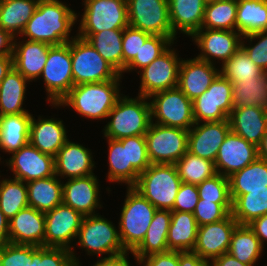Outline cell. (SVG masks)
I'll return each instance as SVG.
<instances>
[{"label":"cell","mask_w":267,"mask_h":266,"mask_svg":"<svg viewBox=\"0 0 267 266\" xmlns=\"http://www.w3.org/2000/svg\"><path fill=\"white\" fill-rule=\"evenodd\" d=\"M30 113L0 116V149L13 153L29 143Z\"/></svg>","instance_id":"obj_32"},{"label":"cell","mask_w":267,"mask_h":266,"mask_svg":"<svg viewBox=\"0 0 267 266\" xmlns=\"http://www.w3.org/2000/svg\"><path fill=\"white\" fill-rule=\"evenodd\" d=\"M6 161L15 179L25 183L55 175V157L42 153L31 143H27Z\"/></svg>","instance_id":"obj_16"},{"label":"cell","mask_w":267,"mask_h":266,"mask_svg":"<svg viewBox=\"0 0 267 266\" xmlns=\"http://www.w3.org/2000/svg\"><path fill=\"white\" fill-rule=\"evenodd\" d=\"M78 33L125 29L129 25L126 0H84Z\"/></svg>","instance_id":"obj_12"},{"label":"cell","mask_w":267,"mask_h":266,"mask_svg":"<svg viewBox=\"0 0 267 266\" xmlns=\"http://www.w3.org/2000/svg\"><path fill=\"white\" fill-rule=\"evenodd\" d=\"M90 151L68 140L55 156V175L71 179L94 174L95 165Z\"/></svg>","instance_id":"obj_25"},{"label":"cell","mask_w":267,"mask_h":266,"mask_svg":"<svg viewBox=\"0 0 267 266\" xmlns=\"http://www.w3.org/2000/svg\"><path fill=\"white\" fill-rule=\"evenodd\" d=\"M151 121L155 124L190 130L195 124L192 101L178 88L151 95ZM154 118V119H153Z\"/></svg>","instance_id":"obj_7"},{"label":"cell","mask_w":267,"mask_h":266,"mask_svg":"<svg viewBox=\"0 0 267 266\" xmlns=\"http://www.w3.org/2000/svg\"><path fill=\"white\" fill-rule=\"evenodd\" d=\"M14 39L9 32L0 28V56L13 54Z\"/></svg>","instance_id":"obj_58"},{"label":"cell","mask_w":267,"mask_h":266,"mask_svg":"<svg viewBox=\"0 0 267 266\" xmlns=\"http://www.w3.org/2000/svg\"><path fill=\"white\" fill-rule=\"evenodd\" d=\"M206 3L204 0H168L169 19L176 35L177 30L192 36L202 27Z\"/></svg>","instance_id":"obj_28"},{"label":"cell","mask_w":267,"mask_h":266,"mask_svg":"<svg viewBox=\"0 0 267 266\" xmlns=\"http://www.w3.org/2000/svg\"><path fill=\"white\" fill-rule=\"evenodd\" d=\"M179 266H211V263L200 258L193 251H179Z\"/></svg>","instance_id":"obj_56"},{"label":"cell","mask_w":267,"mask_h":266,"mask_svg":"<svg viewBox=\"0 0 267 266\" xmlns=\"http://www.w3.org/2000/svg\"><path fill=\"white\" fill-rule=\"evenodd\" d=\"M39 0H0V28L14 38L21 35ZM18 33V34H16ZM17 35V36H16Z\"/></svg>","instance_id":"obj_36"},{"label":"cell","mask_w":267,"mask_h":266,"mask_svg":"<svg viewBox=\"0 0 267 266\" xmlns=\"http://www.w3.org/2000/svg\"><path fill=\"white\" fill-rule=\"evenodd\" d=\"M77 238L78 246L84 248L88 255L96 254L99 257L108 254V257H111L128 254L121 243L119 231L111 221L98 213L83 217Z\"/></svg>","instance_id":"obj_8"},{"label":"cell","mask_w":267,"mask_h":266,"mask_svg":"<svg viewBox=\"0 0 267 266\" xmlns=\"http://www.w3.org/2000/svg\"><path fill=\"white\" fill-rule=\"evenodd\" d=\"M15 40L17 39H14L13 45V67L29 82L39 79L52 45L29 40L19 44Z\"/></svg>","instance_id":"obj_26"},{"label":"cell","mask_w":267,"mask_h":266,"mask_svg":"<svg viewBox=\"0 0 267 266\" xmlns=\"http://www.w3.org/2000/svg\"><path fill=\"white\" fill-rule=\"evenodd\" d=\"M107 139L109 144L108 180L126 183L128 187L134 186L140 173L129 162L128 137L119 140Z\"/></svg>","instance_id":"obj_30"},{"label":"cell","mask_w":267,"mask_h":266,"mask_svg":"<svg viewBox=\"0 0 267 266\" xmlns=\"http://www.w3.org/2000/svg\"><path fill=\"white\" fill-rule=\"evenodd\" d=\"M44 214V247H63L71 250L70 243L77 238L84 216L63 203Z\"/></svg>","instance_id":"obj_15"},{"label":"cell","mask_w":267,"mask_h":266,"mask_svg":"<svg viewBox=\"0 0 267 266\" xmlns=\"http://www.w3.org/2000/svg\"><path fill=\"white\" fill-rule=\"evenodd\" d=\"M119 81L120 79H113L75 85L58 104L53 106H71L81 116L93 118V120L107 118L121 97Z\"/></svg>","instance_id":"obj_2"},{"label":"cell","mask_w":267,"mask_h":266,"mask_svg":"<svg viewBox=\"0 0 267 266\" xmlns=\"http://www.w3.org/2000/svg\"><path fill=\"white\" fill-rule=\"evenodd\" d=\"M45 214L26 207L9 220V240L13 244L44 247Z\"/></svg>","instance_id":"obj_22"},{"label":"cell","mask_w":267,"mask_h":266,"mask_svg":"<svg viewBox=\"0 0 267 266\" xmlns=\"http://www.w3.org/2000/svg\"><path fill=\"white\" fill-rule=\"evenodd\" d=\"M257 149H258V157L267 162V131L262 137V140L260 144L257 146Z\"/></svg>","instance_id":"obj_63"},{"label":"cell","mask_w":267,"mask_h":266,"mask_svg":"<svg viewBox=\"0 0 267 266\" xmlns=\"http://www.w3.org/2000/svg\"><path fill=\"white\" fill-rule=\"evenodd\" d=\"M199 200L197 185L182 182L174 201L172 211L192 213L195 211Z\"/></svg>","instance_id":"obj_54"},{"label":"cell","mask_w":267,"mask_h":266,"mask_svg":"<svg viewBox=\"0 0 267 266\" xmlns=\"http://www.w3.org/2000/svg\"><path fill=\"white\" fill-rule=\"evenodd\" d=\"M62 120L43 119L38 121L32 116L29 127V143L40 152L55 157L58 151L69 140L66 135L65 125Z\"/></svg>","instance_id":"obj_27"},{"label":"cell","mask_w":267,"mask_h":266,"mask_svg":"<svg viewBox=\"0 0 267 266\" xmlns=\"http://www.w3.org/2000/svg\"><path fill=\"white\" fill-rule=\"evenodd\" d=\"M248 226L253 230L255 235L259 238L262 245L267 241V214L254 219Z\"/></svg>","instance_id":"obj_57"},{"label":"cell","mask_w":267,"mask_h":266,"mask_svg":"<svg viewBox=\"0 0 267 266\" xmlns=\"http://www.w3.org/2000/svg\"><path fill=\"white\" fill-rule=\"evenodd\" d=\"M230 195L246 194V190L267 189V162L257 158L228 177Z\"/></svg>","instance_id":"obj_40"},{"label":"cell","mask_w":267,"mask_h":266,"mask_svg":"<svg viewBox=\"0 0 267 266\" xmlns=\"http://www.w3.org/2000/svg\"><path fill=\"white\" fill-rule=\"evenodd\" d=\"M156 210L133 186L127 188L118 227L121 243L128 253L143 241Z\"/></svg>","instance_id":"obj_4"},{"label":"cell","mask_w":267,"mask_h":266,"mask_svg":"<svg viewBox=\"0 0 267 266\" xmlns=\"http://www.w3.org/2000/svg\"><path fill=\"white\" fill-rule=\"evenodd\" d=\"M221 66L219 73L226 77L231 83L264 75V71L248 57L247 53L242 48Z\"/></svg>","instance_id":"obj_45"},{"label":"cell","mask_w":267,"mask_h":266,"mask_svg":"<svg viewBox=\"0 0 267 266\" xmlns=\"http://www.w3.org/2000/svg\"><path fill=\"white\" fill-rule=\"evenodd\" d=\"M236 30L242 36L267 30V0H237Z\"/></svg>","instance_id":"obj_38"},{"label":"cell","mask_w":267,"mask_h":266,"mask_svg":"<svg viewBox=\"0 0 267 266\" xmlns=\"http://www.w3.org/2000/svg\"><path fill=\"white\" fill-rule=\"evenodd\" d=\"M171 44L173 42L168 37L150 35L141 46L139 54H136L135 58L126 66L124 72L137 70V68L143 69L170 48Z\"/></svg>","instance_id":"obj_46"},{"label":"cell","mask_w":267,"mask_h":266,"mask_svg":"<svg viewBox=\"0 0 267 266\" xmlns=\"http://www.w3.org/2000/svg\"><path fill=\"white\" fill-rule=\"evenodd\" d=\"M128 154L129 162L139 173L144 172L151 165L144 135L128 137Z\"/></svg>","instance_id":"obj_53"},{"label":"cell","mask_w":267,"mask_h":266,"mask_svg":"<svg viewBox=\"0 0 267 266\" xmlns=\"http://www.w3.org/2000/svg\"><path fill=\"white\" fill-rule=\"evenodd\" d=\"M178 175L182 182L199 185L205 179L217 174L215 162L186 152L176 163Z\"/></svg>","instance_id":"obj_43"},{"label":"cell","mask_w":267,"mask_h":266,"mask_svg":"<svg viewBox=\"0 0 267 266\" xmlns=\"http://www.w3.org/2000/svg\"><path fill=\"white\" fill-rule=\"evenodd\" d=\"M197 188L199 191V199L213 201L220 205H232L229 180L219 173L205 179L202 183L197 185Z\"/></svg>","instance_id":"obj_47"},{"label":"cell","mask_w":267,"mask_h":266,"mask_svg":"<svg viewBox=\"0 0 267 266\" xmlns=\"http://www.w3.org/2000/svg\"><path fill=\"white\" fill-rule=\"evenodd\" d=\"M257 158V146L247 142L243 137L230 130L219 147L215 159V168L217 173L228 178L251 164Z\"/></svg>","instance_id":"obj_19"},{"label":"cell","mask_w":267,"mask_h":266,"mask_svg":"<svg viewBox=\"0 0 267 266\" xmlns=\"http://www.w3.org/2000/svg\"><path fill=\"white\" fill-rule=\"evenodd\" d=\"M147 99L140 95L135 99L121 96L107 116L111 121L104 128V136L119 140L145 135L152 122L150 102L145 101Z\"/></svg>","instance_id":"obj_3"},{"label":"cell","mask_w":267,"mask_h":266,"mask_svg":"<svg viewBox=\"0 0 267 266\" xmlns=\"http://www.w3.org/2000/svg\"><path fill=\"white\" fill-rule=\"evenodd\" d=\"M93 266H130L127 254H119L111 257H103Z\"/></svg>","instance_id":"obj_59"},{"label":"cell","mask_w":267,"mask_h":266,"mask_svg":"<svg viewBox=\"0 0 267 266\" xmlns=\"http://www.w3.org/2000/svg\"><path fill=\"white\" fill-rule=\"evenodd\" d=\"M0 266H36V246L8 243L0 249Z\"/></svg>","instance_id":"obj_48"},{"label":"cell","mask_w":267,"mask_h":266,"mask_svg":"<svg viewBox=\"0 0 267 266\" xmlns=\"http://www.w3.org/2000/svg\"><path fill=\"white\" fill-rule=\"evenodd\" d=\"M230 131L229 120L196 123L188 131V152L215 162L219 147Z\"/></svg>","instance_id":"obj_20"},{"label":"cell","mask_w":267,"mask_h":266,"mask_svg":"<svg viewBox=\"0 0 267 266\" xmlns=\"http://www.w3.org/2000/svg\"><path fill=\"white\" fill-rule=\"evenodd\" d=\"M40 77L44 79L48 93L47 100L51 104H58L74 86L70 42L52 45L49 48L47 61Z\"/></svg>","instance_id":"obj_10"},{"label":"cell","mask_w":267,"mask_h":266,"mask_svg":"<svg viewBox=\"0 0 267 266\" xmlns=\"http://www.w3.org/2000/svg\"><path fill=\"white\" fill-rule=\"evenodd\" d=\"M126 3L129 26L168 37L174 43L176 35L170 24L168 0H126Z\"/></svg>","instance_id":"obj_11"},{"label":"cell","mask_w":267,"mask_h":266,"mask_svg":"<svg viewBox=\"0 0 267 266\" xmlns=\"http://www.w3.org/2000/svg\"><path fill=\"white\" fill-rule=\"evenodd\" d=\"M98 186V179L94 174L68 178V181L62 184V203L83 216L95 215V209L101 207Z\"/></svg>","instance_id":"obj_21"},{"label":"cell","mask_w":267,"mask_h":266,"mask_svg":"<svg viewBox=\"0 0 267 266\" xmlns=\"http://www.w3.org/2000/svg\"><path fill=\"white\" fill-rule=\"evenodd\" d=\"M263 248L259 238L248 225L238 224L232 233L228 253L241 263L254 266Z\"/></svg>","instance_id":"obj_39"},{"label":"cell","mask_w":267,"mask_h":266,"mask_svg":"<svg viewBox=\"0 0 267 266\" xmlns=\"http://www.w3.org/2000/svg\"><path fill=\"white\" fill-rule=\"evenodd\" d=\"M171 210L157 209L143 241L131 252L138 262L141 258L168 250L167 237Z\"/></svg>","instance_id":"obj_29"},{"label":"cell","mask_w":267,"mask_h":266,"mask_svg":"<svg viewBox=\"0 0 267 266\" xmlns=\"http://www.w3.org/2000/svg\"><path fill=\"white\" fill-rule=\"evenodd\" d=\"M73 248L36 246V266H80Z\"/></svg>","instance_id":"obj_49"},{"label":"cell","mask_w":267,"mask_h":266,"mask_svg":"<svg viewBox=\"0 0 267 266\" xmlns=\"http://www.w3.org/2000/svg\"><path fill=\"white\" fill-rule=\"evenodd\" d=\"M242 38L249 39L250 43L256 38L259 40L256 44H250V46H246L244 41H241V48L257 66L265 71L267 68V30L248 34L242 36Z\"/></svg>","instance_id":"obj_52"},{"label":"cell","mask_w":267,"mask_h":266,"mask_svg":"<svg viewBox=\"0 0 267 266\" xmlns=\"http://www.w3.org/2000/svg\"><path fill=\"white\" fill-rule=\"evenodd\" d=\"M177 55L174 49L168 48L151 64L138 71L141 75L138 95L149 98L157 92L178 87L181 60Z\"/></svg>","instance_id":"obj_14"},{"label":"cell","mask_w":267,"mask_h":266,"mask_svg":"<svg viewBox=\"0 0 267 266\" xmlns=\"http://www.w3.org/2000/svg\"><path fill=\"white\" fill-rule=\"evenodd\" d=\"M211 266H253L241 263L229 253H224L211 262Z\"/></svg>","instance_id":"obj_60"},{"label":"cell","mask_w":267,"mask_h":266,"mask_svg":"<svg viewBox=\"0 0 267 266\" xmlns=\"http://www.w3.org/2000/svg\"><path fill=\"white\" fill-rule=\"evenodd\" d=\"M151 34L140 29L127 26L123 29L122 53H123V73L126 66L139 54L141 46Z\"/></svg>","instance_id":"obj_51"},{"label":"cell","mask_w":267,"mask_h":266,"mask_svg":"<svg viewBox=\"0 0 267 266\" xmlns=\"http://www.w3.org/2000/svg\"><path fill=\"white\" fill-rule=\"evenodd\" d=\"M181 184L175 164H151L133 187L156 209L172 211Z\"/></svg>","instance_id":"obj_5"},{"label":"cell","mask_w":267,"mask_h":266,"mask_svg":"<svg viewBox=\"0 0 267 266\" xmlns=\"http://www.w3.org/2000/svg\"><path fill=\"white\" fill-rule=\"evenodd\" d=\"M77 18V13L59 0H39L21 36L29 41L62 45L74 39L69 37Z\"/></svg>","instance_id":"obj_1"},{"label":"cell","mask_w":267,"mask_h":266,"mask_svg":"<svg viewBox=\"0 0 267 266\" xmlns=\"http://www.w3.org/2000/svg\"><path fill=\"white\" fill-rule=\"evenodd\" d=\"M228 119L232 132L256 146L267 131V109L261 107H233Z\"/></svg>","instance_id":"obj_24"},{"label":"cell","mask_w":267,"mask_h":266,"mask_svg":"<svg viewBox=\"0 0 267 266\" xmlns=\"http://www.w3.org/2000/svg\"><path fill=\"white\" fill-rule=\"evenodd\" d=\"M137 263L143 266H179V251L155 253L141 258Z\"/></svg>","instance_id":"obj_55"},{"label":"cell","mask_w":267,"mask_h":266,"mask_svg":"<svg viewBox=\"0 0 267 266\" xmlns=\"http://www.w3.org/2000/svg\"><path fill=\"white\" fill-rule=\"evenodd\" d=\"M77 36L86 39L97 50V52L122 75L123 29H108L102 30L98 33H77Z\"/></svg>","instance_id":"obj_34"},{"label":"cell","mask_w":267,"mask_h":266,"mask_svg":"<svg viewBox=\"0 0 267 266\" xmlns=\"http://www.w3.org/2000/svg\"><path fill=\"white\" fill-rule=\"evenodd\" d=\"M201 54L196 58L211 64L216 58L222 64L233 56L240 48L242 34L232 30L204 29L196 31L192 36Z\"/></svg>","instance_id":"obj_17"},{"label":"cell","mask_w":267,"mask_h":266,"mask_svg":"<svg viewBox=\"0 0 267 266\" xmlns=\"http://www.w3.org/2000/svg\"><path fill=\"white\" fill-rule=\"evenodd\" d=\"M10 243L9 240V220L0 210V249Z\"/></svg>","instance_id":"obj_61"},{"label":"cell","mask_w":267,"mask_h":266,"mask_svg":"<svg viewBox=\"0 0 267 266\" xmlns=\"http://www.w3.org/2000/svg\"><path fill=\"white\" fill-rule=\"evenodd\" d=\"M62 184L57 175L28 183V205L46 213L62 204Z\"/></svg>","instance_id":"obj_33"},{"label":"cell","mask_w":267,"mask_h":266,"mask_svg":"<svg viewBox=\"0 0 267 266\" xmlns=\"http://www.w3.org/2000/svg\"><path fill=\"white\" fill-rule=\"evenodd\" d=\"M232 211V205H220L213 201L199 199L193 215L197 225L202 226L227 218Z\"/></svg>","instance_id":"obj_50"},{"label":"cell","mask_w":267,"mask_h":266,"mask_svg":"<svg viewBox=\"0 0 267 266\" xmlns=\"http://www.w3.org/2000/svg\"><path fill=\"white\" fill-rule=\"evenodd\" d=\"M231 90L232 83L219 73L208 89L192 101L194 121L201 123L229 120L233 109Z\"/></svg>","instance_id":"obj_13"},{"label":"cell","mask_w":267,"mask_h":266,"mask_svg":"<svg viewBox=\"0 0 267 266\" xmlns=\"http://www.w3.org/2000/svg\"><path fill=\"white\" fill-rule=\"evenodd\" d=\"M70 50L74 86L121 79L122 75L86 39L74 36Z\"/></svg>","instance_id":"obj_6"},{"label":"cell","mask_w":267,"mask_h":266,"mask_svg":"<svg viewBox=\"0 0 267 266\" xmlns=\"http://www.w3.org/2000/svg\"><path fill=\"white\" fill-rule=\"evenodd\" d=\"M28 206V191L25 182L15 178L3 179L0 182V210L8 220Z\"/></svg>","instance_id":"obj_44"},{"label":"cell","mask_w":267,"mask_h":266,"mask_svg":"<svg viewBox=\"0 0 267 266\" xmlns=\"http://www.w3.org/2000/svg\"><path fill=\"white\" fill-rule=\"evenodd\" d=\"M13 68L12 55L0 56V83Z\"/></svg>","instance_id":"obj_62"},{"label":"cell","mask_w":267,"mask_h":266,"mask_svg":"<svg viewBox=\"0 0 267 266\" xmlns=\"http://www.w3.org/2000/svg\"><path fill=\"white\" fill-rule=\"evenodd\" d=\"M211 64L197 58L181 60L178 76V88L193 101L202 95L219 74Z\"/></svg>","instance_id":"obj_23"},{"label":"cell","mask_w":267,"mask_h":266,"mask_svg":"<svg viewBox=\"0 0 267 266\" xmlns=\"http://www.w3.org/2000/svg\"><path fill=\"white\" fill-rule=\"evenodd\" d=\"M206 4L208 3H211V2H216V1H219V0H204Z\"/></svg>","instance_id":"obj_64"},{"label":"cell","mask_w":267,"mask_h":266,"mask_svg":"<svg viewBox=\"0 0 267 266\" xmlns=\"http://www.w3.org/2000/svg\"><path fill=\"white\" fill-rule=\"evenodd\" d=\"M233 107L254 106L267 109V76L232 83Z\"/></svg>","instance_id":"obj_41"},{"label":"cell","mask_w":267,"mask_h":266,"mask_svg":"<svg viewBox=\"0 0 267 266\" xmlns=\"http://www.w3.org/2000/svg\"><path fill=\"white\" fill-rule=\"evenodd\" d=\"M264 74L267 76V68L265 69Z\"/></svg>","instance_id":"obj_65"},{"label":"cell","mask_w":267,"mask_h":266,"mask_svg":"<svg viewBox=\"0 0 267 266\" xmlns=\"http://www.w3.org/2000/svg\"><path fill=\"white\" fill-rule=\"evenodd\" d=\"M237 225L238 222L230 214L223 220L198 226L193 252L208 262L228 253L231 236Z\"/></svg>","instance_id":"obj_18"},{"label":"cell","mask_w":267,"mask_h":266,"mask_svg":"<svg viewBox=\"0 0 267 266\" xmlns=\"http://www.w3.org/2000/svg\"><path fill=\"white\" fill-rule=\"evenodd\" d=\"M230 196L231 214L240 225H248L267 214V189L246 190V194Z\"/></svg>","instance_id":"obj_37"},{"label":"cell","mask_w":267,"mask_h":266,"mask_svg":"<svg viewBox=\"0 0 267 266\" xmlns=\"http://www.w3.org/2000/svg\"><path fill=\"white\" fill-rule=\"evenodd\" d=\"M237 0H219L206 4L202 27L204 29L236 31Z\"/></svg>","instance_id":"obj_42"},{"label":"cell","mask_w":267,"mask_h":266,"mask_svg":"<svg viewBox=\"0 0 267 266\" xmlns=\"http://www.w3.org/2000/svg\"><path fill=\"white\" fill-rule=\"evenodd\" d=\"M198 225L192 213L171 211L167 245L172 251H193L197 240Z\"/></svg>","instance_id":"obj_31"},{"label":"cell","mask_w":267,"mask_h":266,"mask_svg":"<svg viewBox=\"0 0 267 266\" xmlns=\"http://www.w3.org/2000/svg\"><path fill=\"white\" fill-rule=\"evenodd\" d=\"M29 82L14 67L0 83V116L29 113L22 107Z\"/></svg>","instance_id":"obj_35"},{"label":"cell","mask_w":267,"mask_h":266,"mask_svg":"<svg viewBox=\"0 0 267 266\" xmlns=\"http://www.w3.org/2000/svg\"><path fill=\"white\" fill-rule=\"evenodd\" d=\"M188 131L151 122L144 135L151 164H175L188 151Z\"/></svg>","instance_id":"obj_9"}]
</instances>
